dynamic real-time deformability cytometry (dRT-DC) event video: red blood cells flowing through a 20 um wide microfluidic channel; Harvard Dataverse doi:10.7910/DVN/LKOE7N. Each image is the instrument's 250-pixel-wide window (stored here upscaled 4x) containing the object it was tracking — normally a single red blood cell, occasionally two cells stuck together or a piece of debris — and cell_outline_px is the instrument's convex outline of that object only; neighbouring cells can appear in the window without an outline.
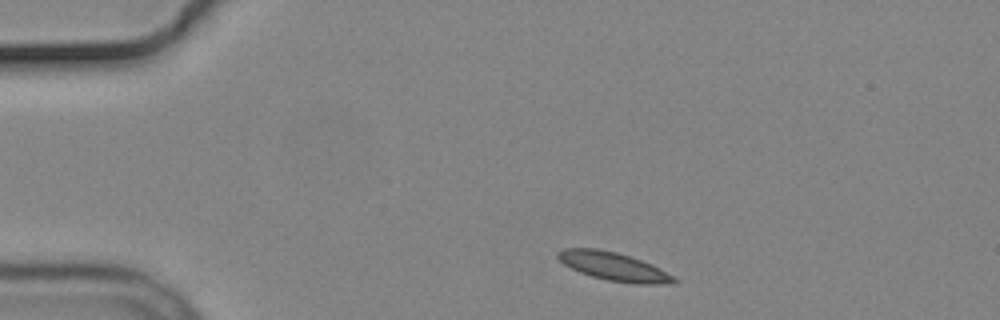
{"species": "common noctule bat (a hibernating species)", "species_latin": "Nyctalus noctula", "temperature_condition": "cold", "stored_images_in_passage": 8, "camera_frame_rate_fps": 3000, "um_per_image_px": 0.085, "animal": {"sex": "male", "body_mass_g": 19.2, "forearm_length_mm": 51.8}, "frame": {"image": 1, "passage_image": 1, "time_ms": 0.0, "image_size_px": [1000, 320], "cell_outline_px": [[680, 280], [672, 284], [636, 284], [608, 280], [592, 276], [580, 272], [564, 264], [556, 256], [556, 252], [564, 248], [596, 248], [616, 252], [652, 264], [676, 276]], "centroid_in_image_um": [52.21, 22.66], "position_along_channel_um": 32.8, "area_um2": 19.25}}
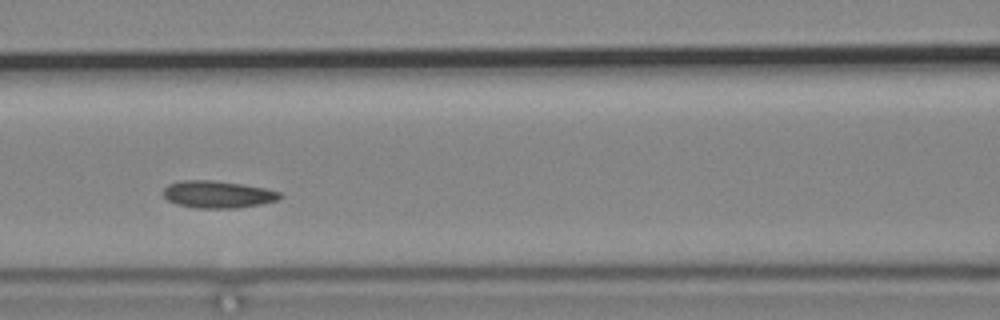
{"frame": {"image": 2, "passage_image": 5, "time_ms": 4.667, "image_size_px": [1000, 320], "cell_outline_px": [[284, 196], [280, 200], [260, 204], [236, 208], [196, 208], [176, 204], [168, 200], [164, 196], [164, 188], [168, 184], [180, 180], [212, 180], [240, 184], [264, 188], [280, 192]], "centroid_in_image_um": [18.52, 16.52], "position_along_channel_um": 148.1, "area_um2": 18.5}}
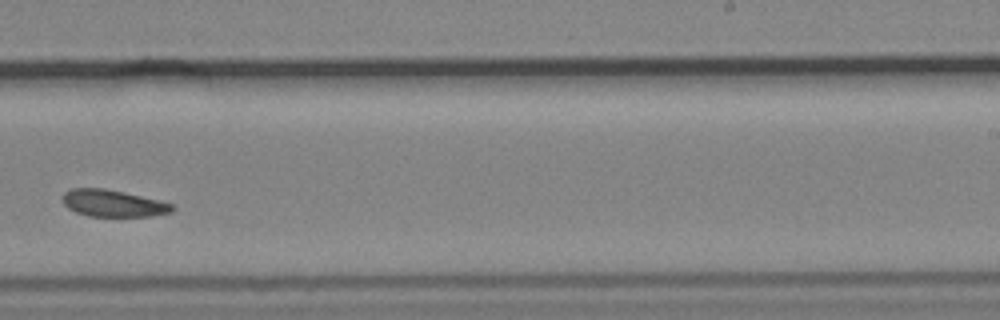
{"frame": {"image": 3, "passage_image": 8, "time_ms": 8.333, "image_size_px": [1000, 320], "cell_outline_px": [[172, 212], [152, 216], [88, 216], [76, 212], [68, 208], [64, 204], [64, 192], [72, 188], [104, 188], [124, 192], [172, 204]], "centroid_in_image_um": [9.57, 17.28], "position_along_channel_um": 279.4, "area_um2": 16.88}}